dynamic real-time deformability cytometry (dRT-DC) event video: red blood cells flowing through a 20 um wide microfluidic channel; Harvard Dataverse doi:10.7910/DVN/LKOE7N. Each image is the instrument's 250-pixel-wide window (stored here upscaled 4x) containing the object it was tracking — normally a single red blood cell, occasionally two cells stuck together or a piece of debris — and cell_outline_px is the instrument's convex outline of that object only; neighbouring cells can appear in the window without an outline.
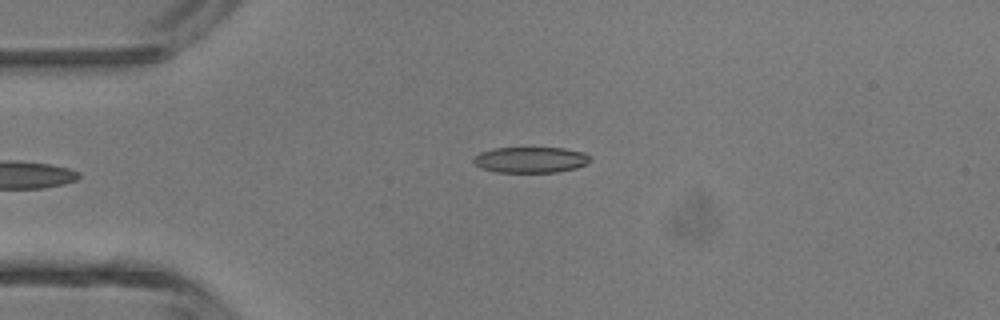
{"species": "common noctule bat (a hibernating species)", "species_latin": "Nyctalus noctula", "temperature_condition": "room temperature", "stored_images_in_passage": 4, "camera_frame_rate_fps": 3000, "um_per_image_px": 0.085, "animal": {"sex": "male", "body_mass_g": 13.3}, "frame": {"image": 1, "passage_image": 4, "time_ms": 1.0, "image_size_px": [1000, 320], "cell_outline_px": [[592, 160], [576, 168], [556, 172], [496, 172], [480, 168], [472, 160], [480, 152], [492, 148], [564, 148], [584, 152]], "centroid_in_image_um": [45.08, 13.58], "position_along_channel_um": 39.9, "area_um2": 17.51}}